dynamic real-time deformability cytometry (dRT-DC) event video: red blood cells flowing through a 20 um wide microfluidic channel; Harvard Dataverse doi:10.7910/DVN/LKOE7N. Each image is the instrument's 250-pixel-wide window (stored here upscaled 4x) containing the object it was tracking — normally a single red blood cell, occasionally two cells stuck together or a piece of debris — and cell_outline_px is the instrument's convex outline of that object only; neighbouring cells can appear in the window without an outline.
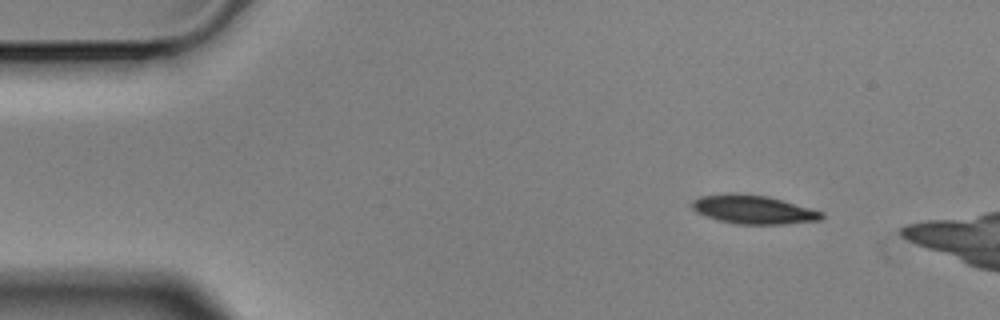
{"species": "Egyptian fruit bat (a non-hibernating species)", "species_latin": "Rousettus aegyptiacus", "temperature_condition": "cold", "stored_images_in_passage": 6, "camera_frame_rate_fps": 3000, "um_per_image_px": 0.085, "animal": {"sex": "male"}, "frame": {"image": 1, "passage_image": 1, "time_ms": 0.0, "image_size_px": [1000, 320], "cell_outline_px": [[824, 216], [820, 220], [784, 224], [736, 224], [716, 220], [696, 212], [692, 208], [692, 200], [700, 196], [728, 192], [736, 192], [768, 196], [824, 212]], "centroid_in_image_um": [64.0, 17.8], "position_along_channel_um": 21.0, "area_um2": 21.91}}
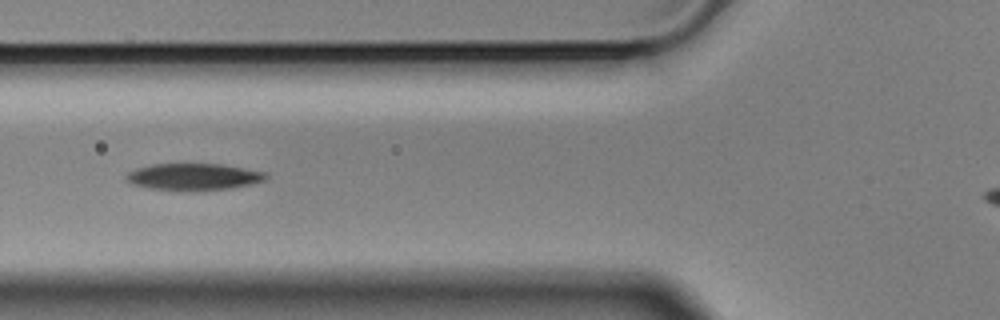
{"frame": {"image": 2, "passage_image": 5, "time_ms": 1.333, "image_size_px": [1000, 320], "cell_outline_px": [[268, 180], [252, 184], [232, 188], [188, 192], [180, 192], [148, 188], [132, 184], [124, 180], [124, 176], [128, 172], [136, 168], [152, 164], [220, 164], [268, 172]], "centroid_in_image_um": [16.45, 15.05], "position_along_channel_um": 109.3, "area_um2": 22.48}}
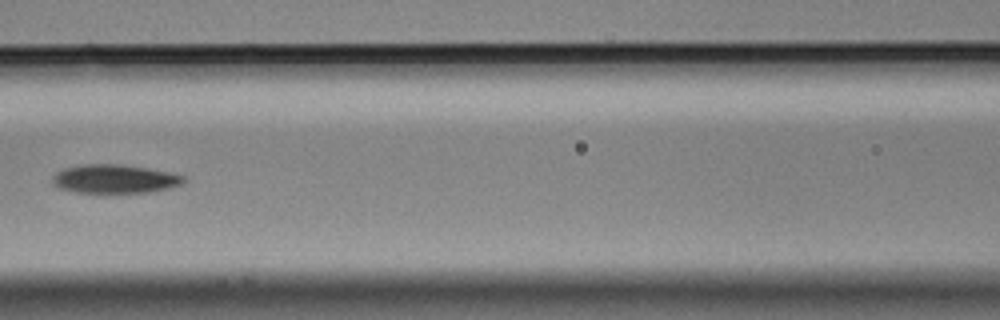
{"frame": {"image": 3, "passage_image": 6, "time_ms": 1.667, "image_size_px": [1000, 320], "cell_outline_px": [[184, 180], [180, 184], [168, 188], [152, 192], [76, 192], [56, 188], [52, 184], [52, 176], [56, 172], [64, 168], [84, 164], [116, 164], [144, 168], [168, 172], [184, 176]], "centroid_in_image_um": [9.66, 15.21], "position_along_channel_um": 156.9, "area_um2": 21.68}}